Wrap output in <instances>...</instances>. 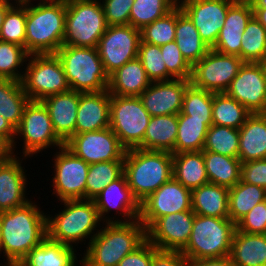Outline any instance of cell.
Masks as SVG:
<instances>
[{"label":"cell","mask_w":266,"mask_h":266,"mask_svg":"<svg viewBox=\"0 0 266 266\" xmlns=\"http://www.w3.org/2000/svg\"><path fill=\"white\" fill-rule=\"evenodd\" d=\"M1 254L7 263L21 260L47 238V213L35 201L0 212Z\"/></svg>","instance_id":"cell-1"},{"label":"cell","mask_w":266,"mask_h":266,"mask_svg":"<svg viewBox=\"0 0 266 266\" xmlns=\"http://www.w3.org/2000/svg\"><path fill=\"white\" fill-rule=\"evenodd\" d=\"M147 239L140 220L103 223L98 234L87 243L80 266H117Z\"/></svg>","instance_id":"cell-2"},{"label":"cell","mask_w":266,"mask_h":266,"mask_svg":"<svg viewBox=\"0 0 266 266\" xmlns=\"http://www.w3.org/2000/svg\"><path fill=\"white\" fill-rule=\"evenodd\" d=\"M60 202L63 203V210L61 209L54 216L47 214V237L71 247L77 246L78 243L82 244L84 241L85 245L86 239H89L88 243H90L102 227L94 201L77 199Z\"/></svg>","instance_id":"cell-3"},{"label":"cell","mask_w":266,"mask_h":266,"mask_svg":"<svg viewBox=\"0 0 266 266\" xmlns=\"http://www.w3.org/2000/svg\"><path fill=\"white\" fill-rule=\"evenodd\" d=\"M172 153L139 148L126 150L124 174L133 196L139 203L172 177Z\"/></svg>","instance_id":"cell-4"},{"label":"cell","mask_w":266,"mask_h":266,"mask_svg":"<svg viewBox=\"0 0 266 266\" xmlns=\"http://www.w3.org/2000/svg\"><path fill=\"white\" fill-rule=\"evenodd\" d=\"M66 0L26 7L25 50L32 54H55L63 45Z\"/></svg>","instance_id":"cell-5"},{"label":"cell","mask_w":266,"mask_h":266,"mask_svg":"<svg viewBox=\"0 0 266 266\" xmlns=\"http://www.w3.org/2000/svg\"><path fill=\"white\" fill-rule=\"evenodd\" d=\"M55 54L63 66L70 90L80 93L108 90L109 76L97 47L62 45Z\"/></svg>","instance_id":"cell-6"},{"label":"cell","mask_w":266,"mask_h":266,"mask_svg":"<svg viewBox=\"0 0 266 266\" xmlns=\"http://www.w3.org/2000/svg\"><path fill=\"white\" fill-rule=\"evenodd\" d=\"M235 230L230 219L195 214L189 241L181 253L188 261L229 256Z\"/></svg>","instance_id":"cell-7"},{"label":"cell","mask_w":266,"mask_h":266,"mask_svg":"<svg viewBox=\"0 0 266 266\" xmlns=\"http://www.w3.org/2000/svg\"><path fill=\"white\" fill-rule=\"evenodd\" d=\"M107 28L100 0H66L63 45L97 47Z\"/></svg>","instance_id":"cell-8"},{"label":"cell","mask_w":266,"mask_h":266,"mask_svg":"<svg viewBox=\"0 0 266 266\" xmlns=\"http://www.w3.org/2000/svg\"><path fill=\"white\" fill-rule=\"evenodd\" d=\"M24 66L22 85L29 100L42 101L70 90L63 66L56 54H32Z\"/></svg>","instance_id":"cell-9"},{"label":"cell","mask_w":266,"mask_h":266,"mask_svg":"<svg viewBox=\"0 0 266 266\" xmlns=\"http://www.w3.org/2000/svg\"><path fill=\"white\" fill-rule=\"evenodd\" d=\"M110 128L126 150L143 142L151 116L139 96L110 95Z\"/></svg>","instance_id":"cell-10"},{"label":"cell","mask_w":266,"mask_h":266,"mask_svg":"<svg viewBox=\"0 0 266 266\" xmlns=\"http://www.w3.org/2000/svg\"><path fill=\"white\" fill-rule=\"evenodd\" d=\"M15 138L23 141L21 156L28 158L50 147L59 149L65 145L56 135L48 109L42 101L29 100L25 105L21 122L15 129Z\"/></svg>","instance_id":"cell-11"},{"label":"cell","mask_w":266,"mask_h":266,"mask_svg":"<svg viewBox=\"0 0 266 266\" xmlns=\"http://www.w3.org/2000/svg\"><path fill=\"white\" fill-rule=\"evenodd\" d=\"M244 61L233 55H226L210 49L193 67L191 84L213 93L225 92L237 76Z\"/></svg>","instance_id":"cell-12"},{"label":"cell","mask_w":266,"mask_h":266,"mask_svg":"<svg viewBox=\"0 0 266 266\" xmlns=\"http://www.w3.org/2000/svg\"><path fill=\"white\" fill-rule=\"evenodd\" d=\"M58 151V152H57ZM54 154L53 192L59 201L85 199L89 164L76 156L65 145Z\"/></svg>","instance_id":"cell-13"},{"label":"cell","mask_w":266,"mask_h":266,"mask_svg":"<svg viewBox=\"0 0 266 266\" xmlns=\"http://www.w3.org/2000/svg\"><path fill=\"white\" fill-rule=\"evenodd\" d=\"M140 41L141 30L131 25L108 26L97 45L99 57L108 76L138 57Z\"/></svg>","instance_id":"cell-14"},{"label":"cell","mask_w":266,"mask_h":266,"mask_svg":"<svg viewBox=\"0 0 266 266\" xmlns=\"http://www.w3.org/2000/svg\"><path fill=\"white\" fill-rule=\"evenodd\" d=\"M192 210L191 190L173 177L140 203L139 220L146 230L160 217Z\"/></svg>","instance_id":"cell-15"},{"label":"cell","mask_w":266,"mask_h":266,"mask_svg":"<svg viewBox=\"0 0 266 266\" xmlns=\"http://www.w3.org/2000/svg\"><path fill=\"white\" fill-rule=\"evenodd\" d=\"M65 146L87 164L124 160L126 149L110 127L73 135Z\"/></svg>","instance_id":"cell-16"},{"label":"cell","mask_w":266,"mask_h":266,"mask_svg":"<svg viewBox=\"0 0 266 266\" xmlns=\"http://www.w3.org/2000/svg\"><path fill=\"white\" fill-rule=\"evenodd\" d=\"M225 93L241 103L251 114L264 113L266 74L263 64L244 62Z\"/></svg>","instance_id":"cell-17"},{"label":"cell","mask_w":266,"mask_h":266,"mask_svg":"<svg viewBox=\"0 0 266 266\" xmlns=\"http://www.w3.org/2000/svg\"><path fill=\"white\" fill-rule=\"evenodd\" d=\"M234 1L178 0V5L195 25L202 40L212 49Z\"/></svg>","instance_id":"cell-18"},{"label":"cell","mask_w":266,"mask_h":266,"mask_svg":"<svg viewBox=\"0 0 266 266\" xmlns=\"http://www.w3.org/2000/svg\"><path fill=\"white\" fill-rule=\"evenodd\" d=\"M93 201L102 223L131 222L139 219L140 203L133 196L124 173L107 185ZM112 210L116 213L114 217L109 215ZM117 214L121 215L118 217L120 219Z\"/></svg>","instance_id":"cell-19"},{"label":"cell","mask_w":266,"mask_h":266,"mask_svg":"<svg viewBox=\"0 0 266 266\" xmlns=\"http://www.w3.org/2000/svg\"><path fill=\"white\" fill-rule=\"evenodd\" d=\"M192 210L158 218L147 230V240L161 250L181 252L187 245L194 223Z\"/></svg>","instance_id":"cell-20"},{"label":"cell","mask_w":266,"mask_h":266,"mask_svg":"<svg viewBox=\"0 0 266 266\" xmlns=\"http://www.w3.org/2000/svg\"><path fill=\"white\" fill-rule=\"evenodd\" d=\"M190 79L151 82L139 96L150 116L179 114Z\"/></svg>","instance_id":"cell-21"},{"label":"cell","mask_w":266,"mask_h":266,"mask_svg":"<svg viewBox=\"0 0 266 266\" xmlns=\"http://www.w3.org/2000/svg\"><path fill=\"white\" fill-rule=\"evenodd\" d=\"M23 158L27 159L12 155L0 162V212L21 207L30 201L26 194L28 178L27 170L22 166Z\"/></svg>","instance_id":"cell-22"},{"label":"cell","mask_w":266,"mask_h":266,"mask_svg":"<svg viewBox=\"0 0 266 266\" xmlns=\"http://www.w3.org/2000/svg\"><path fill=\"white\" fill-rule=\"evenodd\" d=\"M110 94L102 92L80 93L75 134L94 132L110 127Z\"/></svg>","instance_id":"cell-23"},{"label":"cell","mask_w":266,"mask_h":266,"mask_svg":"<svg viewBox=\"0 0 266 266\" xmlns=\"http://www.w3.org/2000/svg\"><path fill=\"white\" fill-rule=\"evenodd\" d=\"M80 92L69 90L45 97L42 102L48 109L56 135L66 143L75 135V124Z\"/></svg>","instance_id":"cell-24"},{"label":"cell","mask_w":266,"mask_h":266,"mask_svg":"<svg viewBox=\"0 0 266 266\" xmlns=\"http://www.w3.org/2000/svg\"><path fill=\"white\" fill-rule=\"evenodd\" d=\"M238 159L242 162L266 159V115L251 114L239 128Z\"/></svg>","instance_id":"cell-25"},{"label":"cell","mask_w":266,"mask_h":266,"mask_svg":"<svg viewBox=\"0 0 266 266\" xmlns=\"http://www.w3.org/2000/svg\"><path fill=\"white\" fill-rule=\"evenodd\" d=\"M150 84L151 81L137 57L109 76L108 91L110 95L140 96Z\"/></svg>","instance_id":"cell-26"},{"label":"cell","mask_w":266,"mask_h":266,"mask_svg":"<svg viewBox=\"0 0 266 266\" xmlns=\"http://www.w3.org/2000/svg\"><path fill=\"white\" fill-rule=\"evenodd\" d=\"M192 211L196 215L229 219V189L207 183L191 190Z\"/></svg>","instance_id":"cell-27"},{"label":"cell","mask_w":266,"mask_h":266,"mask_svg":"<svg viewBox=\"0 0 266 266\" xmlns=\"http://www.w3.org/2000/svg\"><path fill=\"white\" fill-rule=\"evenodd\" d=\"M229 257L234 266H266V234L235 230Z\"/></svg>","instance_id":"cell-28"},{"label":"cell","mask_w":266,"mask_h":266,"mask_svg":"<svg viewBox=\"0 0 266 266\" xmlns=\"http://www.w3.org/2000/svg\"><path fill=\"white\" fill-rule=\"evenodd\" d=\"M75 248L52 241L47 237L39 246L34 247L19 264L21 266H78L76 263H78L79 254Z\"/></svg>","instance_id":"cell-29"},{"label":"cell","mask_w":266,"mask_h":266,"mask_svg":"<svg viewBox=\"0 0 266 266\" xmlns=\"http://www.w3.org/2000/svg\"><path fill=\"white\" fill-rule=\"evenodd\" d=\"M175 41L183 58L193 67L211 49L200 37L189 17L176 6Z\"/></svg>","instance_id":"cell-30"},{"label":"cell","mask_w":266,"mask_h":266,"mask_svg":"<svg viewBox=\"0 0 266 266\" xmlns=\"http://www.w3.org/2000/svg\"><path fill=\"white\" fill-rule=\"evenodd\" d=\"M178 114L152 116L139 149L174 154Z\"/></svg>","instance_id":"cell-31"},{"label":"cell","mask_w":266,"mask_h":266,"mask_svg":"<svg viewBox=\"0 0 266 266\" xmlns=\"http://www.w3.org/2000/svg\"><path fill=\"white\" fill-rule=\"evenodd\" d=\"M173 178L190 190L209 183L202 151L172 154Z\"/></svg>","instance_id":"cell-32"},{"label":"cell","mask_w":266,"mask_h":266,"mask_svg":"<svg viewBox=\"0 0 266 266\" xmlns=\"http://www.w3.org/2000/svg\"><path fill=\"white\" fill-rule=\"evenodd\" d=\"M209 183L228 189L241 180L242 162L238 157L224 156L211 151H202Z\"/></svg>","instance_id":"cell-33"},{"label":"cell","mask_w":266,"mask_h":266,"mask_svg":"<svg viewBox=\"0 0 266 266\" xmlns=\"http://www.w3.org/2000/svg\"><path fill=\"white\" fill-rule=\"evenodd\" d=\"M211 125H213V120L190 119V116L180 112L178 114V128L174 154L202 151L207 131Z\"/></svg>","instance_id":"cell-34"},{"label":"cell","mask_w":266,"mask_h":266,"mask_svg":"<svg viewBox=\"0 0 266 266\" xmlns=\"http://www.w3.org/2000/svg\"><path fill=\"white\" fill-rule=\"evenodd\" d=\"M265 200V188L240 180L229 189V219L236 224L257 204Z\"/></svg>","instance_id":"cell-35"},{"label":"cell","mask_w":266,"mask_h":266,"mask_svg":"<svg viewBox=\"0 0 266 266\" xmlns=\"http://www.w3.org/2000/svg\"><path fill=\"white\" fill-rule=\"evenodd\" d=\"M251 113L237 100L225 92L213 93V125L239 129Z\"/></svg>","instance_id":"cell-36"},{"label":"cell","mask_w":266,"mask_h":266,"mask_svg":"<svg viewBox=\"0 0 266 266\" xmlns=\"http://www.w3.org/2000/svg\"><path fill=\"white\" fill-rule=\"evenodd\" d=\"M29 102L24 92L22 82L2 78V101L0 115L4 117L14 129L21 122L25 105Z\"/></svg>","instance_id":"cell-37"},{"label":"cell","mask_w":266,"mask_h":266,"mask_svg":"<svg viewBox=\"0 0 266 266\" xmlns=\"http://www.w3.org/2000/svg\"><path fill=\"white\" fill-rule=\"evenodd\" d=\"M124 173V160L89 164L85 199L93 200L101 191Z\"/></svg>","instance_id":"cell-38"},{"label":"cell","mask_w":266,"mask_h":266,"mask_svg":"<svg viewBox=\"0 0 266 266\" xmlns=\"http://www.w3.org/2000/svg\"><path fill=\"white\" fill-rule=\"evenodd\" d=\"M178 5V0H134L132 4L129 25L143 29L169 13Z\"/></svg>","instance_id":"cell-39"},{"label":"cell","mask_w":266,"mask_h":266,"mask_svg":"<svg viewBox=\"0 0 266 266\" xmlns=\"http://www.w3.org/2000/svg\"><path fill=\"white\" fill-rule=\"evenodd\" d=\"M241 40L244 62L262 63L266 60V29L255 16L248 22Z\"/></svg>","instance_id":"cell-40"},{"label":"cell","mask_w":266,"mask_h":266,"mask_svg":"<svg viewBox=\"0 0 266 266\" xmlns=\"http://www.w3.org/2000/svg\"><path fill=\"white\" fill-rule=\"evenodd\" d=\"M202 151H211L224 156L238 157L239 129L211 125L207 131Z\"/></svg>","instance_id":"cell-41"},{"label":"cell","mask_w":266,"mask_h":266,"mask_svg":"<svg viewBox=\"0 0 266 266\" xmlns=\"http://www.w3.org/2000/svg\"><path fill=\"white\" fill-rule=\"evenodd\" d=\"M28 56L24 47L0 40V78L22 82L25 71L20 68Z\"/></svg>","instance_id":"cell-42"},{"label":"cell","mask_w":266,"mask_h":266,"mask_svg":"<svg viewBox=\"0 0 266 266\" xmlns=\"http://www.w3.org/2000/svg\"><path fill=\"white\" fill-rule=\"evenodd\" d=\"M213 92L190 84L183 96L181 113L190 119L212 120Z\"/></svg>","instance_id":"cell-43"},{"label":"cell","mask_w":266,"mask_h":266,"mask_svg":"<svg viewBox=\"0 0 266 266\" xmlns=\"http://www.w3.org/2000/svg\"><path fill=\"white\" fill-rule=\"evenodd\" d=\"M138 58L151 82L175 79L165 66L160 46L140 41Z\"/></svg>","instance_id":"cell-44"},{"label":"cell","mask_w":266,"mask_h":266,"mask_svg":"<svg viewBox=\"0 0 266 266\" xmlns=\"http://www.w3.org/2000/svg\"><path fill=\"white\" fill-rule=\"evenodd\" d=\"M176 7L165 16L141 29L143 42L161 46L175 40Z\"/></svg>","instance_id":"cell-45"},{"label":"cell","mask_w":266,"mask_h":266,"mask_svg":"<svg viewBox=\"0 0 266 266\" xmlns=\"http://www.w3.org/2000/svg\"><path fill=\"white\" fill-rule=\"evenodd\" d=\"M26 7L12 6L5 15L0 28V40L25 48Z\"/></svg>","instance_id":"cell-46"},{"label":"cell","mask_w":266,"mask_h":266,"mask_svg":"<svg viewBox=\"0 0 266 266\" xmlns=\"http://www.w3.org/2000/svg\"><path fill=\"white\" fill-rule=\"evenodd\" d=\"M160 50L167 71L175 79H191L192 67L183 58L175 40L161 45Z\"/></svg>","instance_id":"cell-47"},{"label":"cell","mask_w":266,"mask_h":266,"mask_svg":"<svg viewBox=\"0 0 266 266\" xmlns=\"http://www.w3.org/2000/svg\"><path fill=\"white\" fill-rule=\"evenodd\" d=\"M254 11L249 0H235L227 11L222 28L244 31Z\"/></svg>","instance_id":"cell-48"},{"label":"cell","mask_w":266,"mask_h":266,"mask_svg":"<svg viewBox=\"0 0 266 266\" xmlns=\"http://www.w3.org/2000/svg\"><path fill=\"white\" fill-rule=\"evenodd\" d=\"M236 230L250 234H266V200L257 204L239 220Z\"/></svg>","instance_id":"cell-49"},{"label":"cell","mask_w":266,"mask_h":266,"mask_svg":"<svg viewBox=\"0 0 266 266\" xmlns=\"http://www.w3.org/2000/svg\"><path fill=\"white\" fill-rule=\"evenodd\" d=\"M108 26L129 25L134 0H100Z\"/></svg>","instance_id":"cell-50"},{"label":"cell","mask_w":266,"mask_h":266,"mask_svg":"<svg viewBox=\"0 0 266 266\" xmlns=\"http://www.w3.org/2000/svg\"><path fill=\"white\" fill-rule=\"evenodd\" d=\"M244 31L221 28L213 50L241 58V42Z\"/></svg>","instance_id":"cell-51"},{"label":"cell","mask_w":266,"mask_h":266,"mask_svg":"<svg viewBox=\"0 0 266 266\" xmlns=\"http://www.w3.org/2000/svg\"><path fill=\"white\" fill-rule=\"evenodd\" d=\"M241 181L266 189V159L242 163Z\"/></svg>","instance_id":"cell-52"},{"label":"cell","mask_w":266,"mask_h":266,"mask_svg":"<svg viewBox=\"0 0 266 266\" xmlns=\"http://www.w3.org/2000/svg\"><path fill=\"white\" fill-rule=\"evenodd\" d=\"M154 245L147 239L134 251L126 255L117 266H151Z\"/></svg>","instance_id":"cell-53"},{"label":"cell","mask_w":266,"mask_h":266,"mask_svg":"<svg viewBox=\"0 0 266 266\" xmlns=\"http://www.w3.org/2000/svg\"><path fill=\"white\" fill-rule=\"evenodd\" d=\"M188 260L179 251L161 250L154 246L151 266H187Z\"/></svg>","instance_id":"cell-54"},{"label":"cell","mask_w":266,"mask_h":266,"mask_svg":"<svg viewBox=\"0 0 266 266\" xmlns=\"http://www.w3.org/2000/svg\"><path fill=\"white\" fill-rule=\"evenodd\" d=\"M0 136L3 137L10 145L12 149L13 155H18L19 153H14L16 147V141L15 139V129L13 126L4 118L0 115Z\"/></svg>","instance_id":"cell-55"},{"label":"cell","mask_w":266,"mask_h":266,"mask_svg":"<svg viewBox=\"0 0 266 266\" xmlns=\"http://www.w3.org/2000/svg\"><path fill=\"white\" fill-rule=\"evenodd\" d=\"M187 266H234L229 256L188 261Z\"/></svg>","instance_id":"cell-56"},{"label":"cell","mask_w":266,"mask_h":266,"mask_svg":"<svg viewBox=\"0 0 266 266\" xmlns=\"http://www.w3.org/2000/svg\"><path fill=\"white\" fill-rule=\"evenodd\" d=\"M12 155L11 145L0 136V162L9 159Z\"/></svg>","instance_id":"cell-57"},{"label":"cell","mask_w":266,"mask_h":266,"mask_svg":"<svg viewBox=\"0 0 266 266\" xmlns=\"http://www.w3.org/2000/svg\"><path fill=\"white\" fill-rule=\"evenodd\" d=\"M254 13H266V0H249Z\"/></svg>","instance_id":"cell-58"},{"label":"cell","mask_w":266,"mask_h":266,"mask_svg":"<svg viewBox=\"0 0 266 266\" xmlns=\"http://www.w3.org/2000/svg\"><path fill=\"white\" fill-rule=\"evenodd\" d=\"M0 1L10 6L27 7V0H0Z\"/></svg>","instance_id":"cell-59"},{"label":"cell","mask_w":266,"mask_h":266,"mask_svg":"<svg viewBox=\"0 0 266 266\" xmlns=\"http://www.w3.org/2000/svg\"><path fill=\"white\" fill-rule=\"evenodd\" d=\"M12 6L4 4L0 1V28L2 26V23L4 21L6 12L11 8Z\"/></svg>","instance_id":"cell-60"},{"label":"cell","mask_w":266,"mask_h":266,"mask_svg":"<svg viewBox=\"0 0 266 266\" xmlns=\"http://www.w3.org/2000/svg\"><path fill=\"white\" fill-rule=\"evenodd\" d=\"M254 16L262 24V26L266 29V13H254Z\"/></svg>","instance_id":"cell-61"},{"label":"cell","mask_w":266,"mask_h":266,"mask_svg":"<svg viewBox=\"0 0 266 266\" xmlns=\"http://www.w3.org/2000/svg\"><path fill=\"white\" fill-rule=\"evenodd\" d=\"M36 0H27V6L28 5H32L33 3ZM57 1H60V0H39L37 3L39 4H44V3H54V2H57Z\"/></svg>","instance_id":"cell-62"},{"label":"cell","mask_w":266,"mask_h":266,"mask_svg":"<svg viewBox=\"0 0 266 266\" xmlns=\"http://www.w3.org/2000/svg\"><path fill=\"white\" fill-rule=\"evenodd\" d=\"M2 101V78H0V102Z\"/></svg>","instance_id":"cell-63"},{"label":"cell","mask_w":266,"mask_h":266,"mask_svg":"<svg viewBox=\"0 0 266 266\" xmlns=\"http://www.w3.org/2000/svg\"><path fill=\"white\" fill-rule=\"evenodd\" d=\"M5 266H21L19 263H7Z\"/></svg>","instance_id":"cell-64"},{"label":"cell","mask_w":266,"mask_h":266,"mask_svg":"<svg viewBox=\"0 0 266 266\" xmlns=\"http://www.w3.org/2000/svg\"><path fill=\"white\" fill-rule=\"evenodd\" d=\"M0 239H1V219H0ZM0 254H1V242H0Z\"/></svg>","instance_id":"cell-65"},{"label":"cell","mask_w":266,"mask_h":266,"mask_svg":"<svg viewBox=\"0 0 266 266\" xmlns=\"http://www.w3.org/2000/svg\"><path fill=\"white\" fill-rule=\"evenodd\" d=\"M266 74V60L262 62Z\"/></svg>","instance_id":"cell-66"},{"label":"cell","mask_w":266,"mask_h":266,"mask_svg":"<svg viewBox=\"0 0 266 266\" xmlns=\"http://www.w3.org/2000/svg\"><path fill=\"white\" fill-rule=\"evenodd\" d=\"M7 264V262L5 261V263L4 264H2V263H0V266L2 265V266H5Z\"/></svg>","instance_id":"cell-67"}]
</instances>
